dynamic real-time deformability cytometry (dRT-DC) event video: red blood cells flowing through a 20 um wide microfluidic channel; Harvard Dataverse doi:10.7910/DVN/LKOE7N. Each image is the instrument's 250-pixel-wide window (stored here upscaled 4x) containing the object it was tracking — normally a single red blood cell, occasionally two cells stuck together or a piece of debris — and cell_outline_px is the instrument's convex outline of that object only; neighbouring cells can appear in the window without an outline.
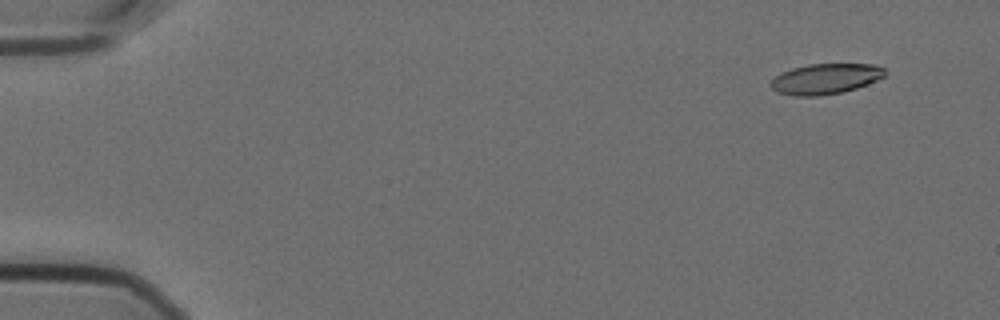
{"species": "Egyptian fruit bat (a non-hibernating species)", "species_latin": "Rousettus aegyptiacus", "temperature_condition": "cold", "stored_images_in_passage": 53, "camera_frame_rate_fps": 3000, "um_per_image_px": 0.085, "animal": {"sex": "female"}, "frame": {"image": 1, "passage_image": 1, "time_ms": 0.0, "image_size_px": [1000, 320], "cell_outline_px": [[888, 72], [884, 76], [876, 80], [856, 88], [844, 92], [820, 96], [792, 96], [776, 92], [768, 84], [780, 72], [792, 68], [808, 64], [872, 64], [884, 68]], "centroid_in_image_um": [70.13, 6.71], "position_along_channel_um": 14.9, "area_um2": 20.46}}
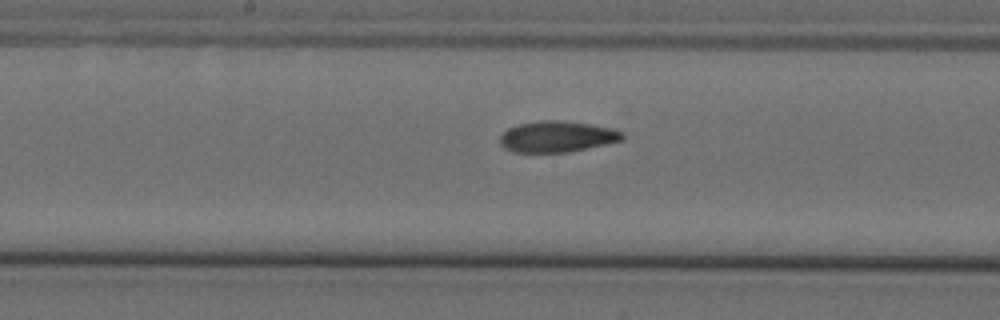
{"frame": {"image": 2, "passage_image": 27, "time_ms": 8.667, "image_size_px": [1000, 320], "cell_outline_px": [[624, 136], [620, 140], [604, 144], [568, 152], [512, 152], [504, 148], [500, 144], [500, 136], [508, 128], [516, 124], [540, 120], [564, 120], [612, 128], [624, 132]], "centroid_in_image_um": [47.3, 11.6], "position_along_channel_um": 200.9, "area_um2": 22.14}}
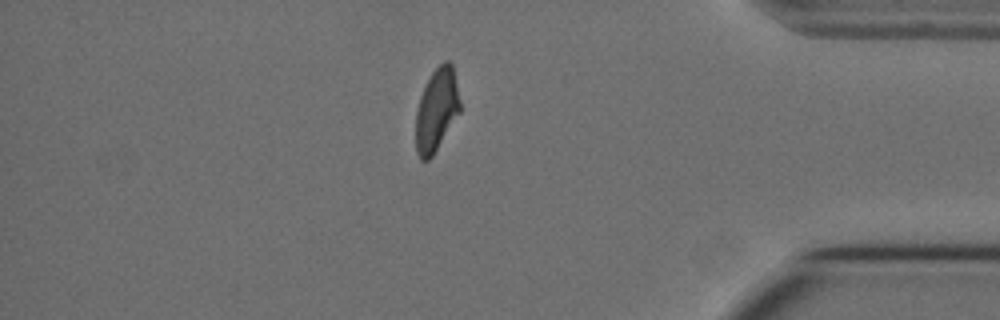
{"frame": {"image": 3, "passage_image": 46, "time_ms": 15.0, "image_size_px": [1000, 320], "cell_outline_px": [[460, 112], [432, 156], [428, 160], [420, 160], [416, 152], [416, 112], [420, 96], [432, 72], [444, 60], [448, 60], [452, 64], [460, 100]], "centroid_in_image_um": [37.1, 9.35], "position_along_channel_um": 398.1, "area_um2": 21.15}}